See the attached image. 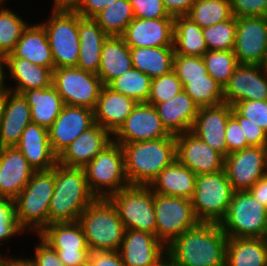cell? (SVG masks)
I'll use <instances>...</instances> for the list:
<instances>
[{
	"mask_svg": "<svg viewBox=\"0 0 267 266\" xmlns=\"http://www.w3.org/2000/svg\"><path fill=\"white\" fill-rule=\"evenodd\" d=\"M108 130L95 123L81 133L58 156V163L65 167L84 168L112 141Z\"/></svg>",
	"mask_w": 267,
	"mask_h": 266,
	"instance_id": "603a6c76",
	"label": "cell"
},
{
	"mask_svg": "<svg viewBox=\"0 0 267 266\" xmlns=\"http://www.w3.org/2000/svg\"><path fill=\"white\" fill-rule=\"evenodd\" d=\"M197 175L177 159L165 167L150 184L153 193L192 199Z\"/></svg>",
	"mask_w": 267,
	"mask_h": 266,
	"instance_id": "4dcf8cb0",
	"label": "cell"
},
{
	"mask_svg": "<svg viewBox=\"0 0 267 266\" xmlns=\"http://www.w3.org/2000/svg\"><path fill=\"white\" fill-rule=\"evenodd\" d=\"M248 191L256 200L267 207V174L260 178Z\"/></svg>",
	"mask_w": 267,
	"mask_h": 266,
	"instance_id": "680465c9",
	"label": "cell"
},
{
	"mask_svg": "<svg viewBox=\"0 0 267 266\" xmlns=\"http://www.w3.org/2000/svg\"><path fill=\"white\" fill-rule=\"evenodd\" d=\"M232 107L223 102L213 106L199 107L191 132L224 157L228 155L225 129L232 116Z\"/></svg>",
	"mask_w": 267,
	"mask_h": 266,
	"instance_id": "ffe728a7",
	"label": "cell"
},
{
	"mask_svg": "<svg viewBox=\"0 0 267 266\" xmlns=\"http://www.w3.org/2000/svg\"><path fill=\"white\" fill-rule=\"evenodd\" d=\"M233 16H267V0H230Z\"/></svg>",
	"mask_w": 267,
	"mask_h": 266,
	"instance_id": "f907efd6",
	"label": "cell"
},
{
	"mask_svg": "<svg viewBox=\"0 0 267 266\" xmlns=\"http://www.w3.org/2000/svg\"><path fill=\"white\" fill-rule=\"evenodd\" d=\"M120 145L130 185L150 186L158 174L176 160V135Z\"/></svg>",
	"mask_w": 267,
	"mask_h": 266,
	"instance_id": "7a4b0ae2",
	"label": "cell"
},
{
	"mask_svg": "<svg viewBox=\"0 0 267 266\" xmlns=\"http://www.w3.org/2000/svg\"><path fill=\"white\" fill-rule=\"evenodd\" d=\"M243 117V122H251L267 132V100H244L233 105Z\"/></svg>",
	"mask_w": 267,
	"mask_h": 266,
	"instance_id": "7dc6e473",
	"label": "cell"
},
{
	"mask_svg": "<svg viewBox=\"0 0 267 266\" xmlns=\"http://www.w3.org/2000/svg\"><path fill=\"white\" fill-rule=\"evenodd\" d=\"M6 67L15 87L7 90L21 94L25 90L47 88L53 85V70L23 58H6ZM14 88V89H13Z\"/></svg>",
	"mask_w": 267,
	"mask_h": 266,
	"instance_id": "d6a6232c",
	"label": "cell"
},
{
	"mask_svg": "<svg viewBox=\"0 0 267 266\" xmlns=\"http://www.w3.org/2000/svg\"><path fill=\"white\" fill-rule=\"evenodd\" d=\"M79 58L77 66L85 71L98 73L101 51L108 35L93 18L78 14Z\"/></svg>",
	"mask_w": 267,
	"mask_h": 266,
	"instance_id": "f546056e",
	"label": "cell"
},
{
	"mask_svg": "<svg viewBox=\"0 0 267 266\" xmlns=\"http://www.w3.org/2000/svg\"><path fill=\"white\" fill-rule=\"evenodd\" d=\"M96 199L83 168L55 165V187L49 204V224L76 222Z\"/></svg>",
	"mask_w": 267,
	"mask_h": 266,
	"instance_id": "3957f363",
	"label": "cell"
},
{
	"mask_svg": "<svg viewBox=\"0 0 267 266\" xmlns=\"http://www.w3.org/2000/svg\"><path fill=\"white\" fill-rule=\"evenodd\" d=\"M88 266H126L119 251H91Z\"/></svg>",
	"mask_w": 267,
	"mask_h": 266,
	"instance_id": "11a10c76",
	"label": "cell"
},
{
	"mask_svg": "<svg viewBox=\"0 0 267 266\" xmlns=\"http://www.w3.org/2000/svg\"><path fill=\"white\" fill-rule=\"evenodd\" d=\"M4 104H5V90H0V121L3 115Z\"/></svg>",
	"mask_w": 267,
	"mask_h": 266,
	"instance_id": "be15d7a7",
	"label": "cell"
},
{
	"mask_svg": "<svg viewBox=\"0 0 267 266\" xmlns=\"http://www.w3.org/2000/svg\"><path fill=\"white\" fill-rule=\"evenodd\" d=\"M173 70L179 79H197L208 75L201 56L175 54Z\"/></svg>",
	"mask_w": 267,
	"mask_h": 266,
	"instance_id": "bcb514c9",
	"label": "cell"
},
{
	"mask_svg": "<svg viewBox=\"0 0 267 266\" xmlns=\"http://www.w3.org/2000/svg\"><path fill=\"white\" fill-rule=\"evenodd\" d=\"M265 241H266V243H267V230H266V233H265V236H264V238H263Z\"/></svg>",
	"mask_w": 267,
	"mask_h": 266,
	"instance_id": "003e7915",
	"label": "cell"
},
{
	"mask_svg": "<svg viewBox=\"0 0 267 266\" xmlns=\"http://www.w3.org/2000/svg\"><path fill=\"white\" fill-rule=\"evenodd\" d=\"M28 23L8 8L0 7V53L10 54L20 40Z\"/></svg>",
	"mask_w": 267,
	"mask_h": 266,
	"instance_id": "7bdbcfd3",
	"label": "cell"
},
{
	"mask_svg": "<svg viewBox=\"0 0 267 266\" xmlns=\"http://www.w3.org/2000/svg\"><path fill=\"white\" fill-rule=\"evenodd\" d=\"M155 107L162 124L173 135L191 131L199 110V106L184 90Z\"/></svg>",
	"mask_w": 267,
	"mask_h": 266,
	"instance_id": "83f0119b",
	"label": "cell"
},
{
	"mask_svg": "<svg viewBox=\"0 0 267 266\" xmlns=\"http://www.w3.org/2000/svg\"><path fill=\"white\" fill-rule=\"evenodd\" d=\"M236 35V17L203 29L208 50H233Z\"/></svg>",
	"mask_w": 267,
	"mask_h": 266,
	"instance_id": "ee69618b",
	"label": "cell"
},
{
	"mask_svg": "<svg viewBox=\"0 0 267 266\" xmlns=\"http://www.w3.org/2000/svg\"><path fill=\"white\" fill-rule=\"evenodd\" d=\"M121 37L130 48L174 47V18H134Z\"/></svg>",
	"mask_w": 267,
	"mask_h": 266,
	"instance_id": "7402d4cb",
	"label": "cell"
},
{
	"mask_svg": "<svg viewBox=\"0 0 267 266\" xmlns=\"http://www.w3.org/2000/svg\"><path fill=\"white\" fill-rule=\"evenodd\" d=\"M202 57L208 74L224 88L239 64L234 51L208 50Z\"/></svg>",
	"mask_w": 267,
	"mask_h": 266,
	"instance_id": "b9f144b4",
	"label": "cell"
},
{
	"mask_svg": "<svg viewBox=\"0 0 267 266\" xmlns=\"http://www.w3.org/2000/svg\"><path fill=\"white\" fill-rule=\"evenodd\" d=\"M16 148L35 171L50 170L58 163V156L50 146L48 129L38 124H28Z\"/></svg>",
	"mask_w": 267,
	"mask_h": 266,
	"instance_id": "484cf974",
	"label": "cell"
},
{
	"mask_svg": "<svg viewBox=\"0 0 267 266\" xmlns=\"http://www.w3.org/2000/svg\"><path fill=\"white\" fill-rule=\"evenodd\" d=\"M176 159L196 175L224 170L225 157L191 131L176 135Z\"/></svg>",
	"mask_w": 267,
	"mask_h": 266,
	"instance_id": "e0dca14e",
	"label": "cell"
},
{
	"mask_svg": "<svg viewBox=\"0 0 267 266\" xmlns=\"http://www.w3.org/2000/svg\"><path fill=\"white\" fill-rule=\"evenodd\" d=\"M31 108V122L49 128L60 114L64 103L56 88L30 89L21 93Z\"/></svg>",
	"mask_w": 267,
	"mask_h": 266,
	"instance_id": "836d02e7",
	"label": "cell"
},
{
	"mask_svg": "<svg viewBox=\"0 0 267 266\" xmlns=\"http://www.w3.org/2000/svg\"><path fill=\"white\" fill-rule=\"evenodd\" d=\"M79 0H54V4L59 7H73Z\"/></svg>",
	"mask_w": 267,
	"mask_h": 266,
	"instance_id": "6125c7cd",
	"label": "cell"
},
{
	"mask_svg": "<svg viewBox=\"0 0 267 266\" xmlns=\"http://www.w3.org/2000/svg\"><path fill=\"white\" fill-rule=\"evenodd\" d=\"M183 91V86L174 70L151 81V91L147 104H156L171 100Z\"/></svg>",
	"mask_w": 267,
	"mask_h": 266,
	"instance_id": "f6af8a7d",
	"label": "cell"
},
{
	"mask_svg": "<svg viewBox=\"0 0 267 266\" xmlns=\"http://www.w3.org/2000/svg\"><path fill=\"white\" fill-rule=\"evenodd\" d=\"M53 86L64 105L94 110L103 84L96 73L78 67H62L53 70Z\"/></svg>",
	"mask_w": 267,
	"mask_h": 266,
	"instance_id": "7c38bea8",
	"label": "cell"
},
{
	"mask_svg": "<svg viewBox=\"0 0 267 266\" xmlns=\"http://www.w3.org/2000/svg\"><path fill=\"white\" fill-rule=\"evenodd\" d=\"M174 52L178 55L203 56L208 51L203 29L186 15L174 18Z\"/></svg>",
	"mask_w": 267,
	"mask_h": 266,
	"instance_id": "8d00e7d4",
	"label": "cell"
},
{
	"mask_svg": "<svg viewBox=\"0 0 267 266\" xmlns=\"http://www.w3.org/2000/svg\"><path fill=\"white\" fill-rule=\"evenodd\" d=\"M154 212L156 237L165 246L200 223L195 216L191 199L187 198L154 193Z\"/></svg>",
	"mask_w": 267,
	"mask_h": 266,
	"instance_id": "8fae6325",
	"label": "cell"
},
{
	"mask_svg": "<svg viewBox=\"0 0 267 266\" xmlns=\"http://www.w3.org/2000/svg\"><path fill=\"white\" fill-rule=\"evenodd\" d=\"M6 66V56L0 53V90H7V86L5 85V71L4 68Z\"/></svg>",
	"mask_w": 267,
	"mask_h": 266,
	"instance_id": "94428289",
	"label": "cell"
},
{
	"mask_svg": "<svg viewBox=\"0 0 267 266\" xmlns=\"http://www.w3.org/2000/svg\"><path fill=\"white\" fill-rule=\"evenodd\" d=\"M160 266H179L175 263H173L170 259H168L167 257L163 260V262L161 263Z\"/></svg>",
	"mask_w": 267,
	"mask_h": 266,
	"instance_id": "e7e4bbea",
	"label": "cell"
},
{
	"mask_svg": "<svg viewBox=\"0 0 267 266\" xmlns=\"http://www.w3.org/2000/svg\"><path fill=\"white\" fill-rule=\"evenodd\" d=\"M225 138L228 149V155L230 153L243 150L244 148L251 146L247 142L243 130L240 127L238 121L233 116H231L228 119L225 129Z\"/></svg>",
	"mask_w": 267,
	"mask_h": 266,
	"instance_id": "816d5d0a",
	"label": "cell"
},
{
	"mask_svg": "<svg viewBox=\"0 0 267 266\" xmlns=\"http://www.w3.org/2000/svg\"><path fill=\"white\" fill-rule=\"evenodd\" d=\"M6 58H23L31 63L55 69L47 33L40 23L28 25L15 49L7 54Z\"/></svg>",
	"mask_w": 267,
	"mask_h": 266,
	"instance_id": "f1b7e54d",
	"label": "cell"
},
{
	"mask_svg": "<svg viewBox=\"0 0 267 266\" xmlns=\"http://www.w3.org/2000/svg\"><path fill=\"white\" fill-rule=\"evenodd\" d=\"M94 124L92 109L64 105L58 117L48 128L52 151L59 156L71 142Z\"/></svg>",
	"mask_w": 267,
	"mask_h": 266,
	"instance_id": "d6986e66",
	"label": "cell"
},
{
	"mask_svg": "<svg viewBox=\"0 0 267 266\" xmlns=\"http://www.w3.org/2000/svg\"><path fill=\"white\" fill-rule=\"evenodd\" d=\"M225 266H267V243L263 238H228Z\"/></svg>",
	"mask_w": 267,
	"mask_h": 266,
	"instance_id": "e575fe53",
	"label": "cell"
},
{
	"mask_svg": "<svg viewBox=\"0 0 267 266\" xmlns=\"http://www.w3.org/2000/svg\"><path fill=\"white\" fill-rule=\"evenodd\" d=\"M24 233L17 225L14 200L0 198V242Z\"/></svg>",
	"mask_w": 267,
	"mask_h": 266,
	"instance_id": "c3c4849f",
	"label": "cell"
},
{
	"mask_svg": "<svg viewBox=\"0 0 267 266\" xmlns=\"http://www.w3.org/2000/svg\"><path fill=\"white\" fill-rule=\"evenodd\" d=\"M41 242L35 247V257L30 260L35 266H65L60 260L56 250L52 249L47 243H45L40 237Z\"/></svg>",
	"mask_w": 267,
	"mask_h": 266,
	"instance_id": "db71d44e",
	"label": "cell"
},
{
	"mask_svg": "<svg viewBox=\"0 0 267 266\" xmlns=\"http://www.w3.org/2000/svg\"><path fill=\"white\" fill-rule=\"evenodd\" d=\"M0 266H3V257L0 255Z\"/></svg>",
	"mask_w": 267,
	"mask_h": 266,
	"instance_id": "03108f58",
	"label": "cell"
},
{
	"mask_svg": "<svg viewBox=\"0 0 267 266\" xmlns=\"http://www.w3.org/2000/svg\"><path fill=\"white\" fill-rule=\"evenodd\" d=\"M117 0H79L72 8L85 18H93L101 10Z\"/></svg>",
	"mask_w": 267,
	"mask_h": 266,
	"instance_id": "9f6ffc18",
	"label": "cell"
},
{
	"mask_svg": "<svg viewBox=\"0 0 267 266\" xmlns=\"http://www.w3.org/2000/svg\"><path fill=\"white\" fill-rule=\"evenodd\" d=\"M151 81L152 79L148 75L132 67L112 80L107 86L128 96L137 103H147L151 91Z\"/></svg>",
	"mask_w": 267,
	"mask_h": 266,
	"instance_id": "f35d334b",
	"label": "cell"
},
{
	"mask_svg": "<svg viewBox=\"0 0 267 266\" xmlns=\"http://www.w3.org/2000/svg\"><path fill=\"white\" fill-rule=\"evenodd\" d=\"M232 116L238 121L251 146H267V132L264 129L251 122H243V117L233 107Z\"/></svg>",
	"mask_w": 267,
	"mask_h": 266,
	"instance_id": "f5cc1de1",
	"label": "cell"
},
{
	"mask_svg": "<svg viewBox=\"0 0 267 266\" xmlns=\"http://www.w3.org/2000/svg\"><path fill=\"white\" fill-rule=\"evenodd\" d=\"M3 266H35L34 263L28 259L23 258H7L3 257Z\"/></svg>",
	"mask_w": 267,
	"mask_h": 266,
	"instance_id": "91938a15",
	"label": "cell"
},
{
	"mask_svg": "<svg viewBox=\"0 0 267 266\" xmlns=\"http://www.w3.org/2000/svg\"><path fill=\"white\" fill-rule=\"evenodd\" d=\"M93 19L108 36H121L134 19L129 0H117L96 14Z\"/></svg>",
	"mask_w": 267,
	"mask_h": 266,
	"instance_id": "74e56055",
	"label": "cell"
},
{
	"mask_svg": "<svg viewBox=\"0 0 267 266\" xmlns=\"http://www.w3.org/2000/svg\"><path fill=\"white\" fill-rule=\"evenodd\" d=\"M91 251H119L126 229L109 198H96L80 215Z\"/></svg>",
	"mask_w": 267,
	"mask_h": 266,
	"instance_id": "5b68a950",
	"label": "cell"
},
{
	"mask_svg": "<svg viewBox=\"0 0 267 266\" xmlns=\"http://www.w3.org/2000/svg\"><path fill=\"white\" fill-rule=\"evenodd\" d=\"M227 240L219 223L200 222L166 246V256L179 266H225Z\"/></svg>",
	"mask_w": 267,
	"mask_h": 266,
	"instance_id": "6da1fadb",
	"label": "cell"
},
{
	"mask_svg": "<svg viewBox=\"0 0 267 266\" xmlns=\"http://www.w3.org/2000/svg\"><path fill=\"white\" fill-rule=\"evenodd\" d=\"M119 253L126 266H160L167 257L155 235L139 230H126Z\"/></svg>",
	"mask_w": 267,
	"mask_h": 266,
	"instance_id": "44dd1931",
	"label": "cell"
},
{
	"mask_svg": "<svg viewBox=\"0 0 267 266\" xmlns=\"http://www.w3.org/2000/svg\"><path fill=\"white\" fill-rule=\"evenodd\" d=\"M183 90L199 106H213L224 101L223 87L211 76L197 79H179Z\"/></svg>",
	"mask_w": 267,
	"mask_h": 266,
	"instance_id": "60d3db41",
	"label": "cell"
},
{
	"mask_svg": "<svg viewBox=\"0 0 267 266\" xmlns=\"http://www.w3.org/2000/svg\"><path fill=\"white\" fill-rule=\"evenodd\" d=\"M132 67L130 47L121 36H108L102 47L97 73L102 84L108 85Z\"/></svg>",
	"mask_w": 267,
	"mask_h": 266,
	"instance_id": "1f68e13d",
	"label": "cell"
},
{
	"mask_svg": "<svg viewBox=\"0 0 267 266\" xmlns=\"http://www.w3.org/2000/svg\"><path fill=\"white\" fill-rule=\"evenodd\" d=\"M34 172L18 148H0V198L14 200Z\"/></svg>",
	"mask_w": 267,
	"mask_h": 266,
	"instance_id": "cb8c5ba5",
	"label": "cell"
},
{
	"mask_svg": "<svg viewBox=\"0 0 267 266\" xmlns=\"http://www.w3.org/2000/svg\"><path fill=\"white\" fill-rule=\"evenodd\" d=\"M224 171L234 191L249 190L267 174V146H250L227 155Z\"/></svg>",
	"mask_w": 267,
	"mask_h": 266,
	"instance_id": "9a60e30c",
	"label": "cell"
},
{
	"mask_svg": "<svg viewBox=\"0 0 267 266\" xmlns=\"http://www.w3.org/2000/svg\"><path fill=\"white\" fill-rule=\"evenodd\" d=\"M138 103L128 96L103 85L96 107L94 120L112 135L125 122Z\"/></svg>",
	"mask_w": 267,
	"mask_h": 266,
	"instance_id": "4316f807",
	"label": "cell"
},
{
	"mask_svg": "<svg viewBox=\"0 0 267 266\" xmlns=\"http://www.w3.org/2000/svg\"><path fill=\"white\" fill-rule=\"evenodd\" d=\"M2 4H4V3H3V0H0V6H1Z\"/></svg>",
	"mask_w": 267,
	"mask_h": 266,
	"instance_id": "a7ac6f4b",
	"label": "cell"
},
{
	"mask_svg": "<svg viewBox=\"0 0 267 266\" xmlns=\"http://www.w3.org/2000/svg\"><path fill=\"white\" fill-rule=\"evenodd\" d=\"M31 123V108L22 94L5 90L0 121V148L16 147L22 132Z\"/></svg>",
	"mask_w": 267,
	"mask_h": 266,
	"instance_id": "d4e9b609",
	"label": "cell"
},
{
	"mask_svg": "<svg viewBox=\"0 0 267 266\" xmlns=\"http://www.w3.org/2000/svg\"><path fill=\"white\" fill-rule=\"evenodd\" d=\"M109 199L126 230H139L156 236L154 193L150 186L129 185Z\"/></svg>",
	"mask_w": 267,
	"mask_h": 266,
	"instance_id": "30bf717a",
	"label": "cell"
},
{
	"mask_svg": "<svg viewBox=\"0 0 267 266\" xmlns=\"http://www.w3.org/2000/svg\"><path fill=\"white\" fill-rule=\"evenodd\" d=\"M233 51L239 64L267 66V16L236 18Z\"/></svg>",
	"mask_w": 267,
	"mask_h": 266,
	"instance_id": "5bb4252c",
	"label": "cell"
},
{
	"mask_svg": "<svg viewBox=\"0 0 267 266\" xmlns=\"http://www.w3.org/2000/svg\"><path fill=\"white\" fill-rule=\"evenodd\" d=\"M129 3L133 7L134 18H174L168 14L162 0H129Z\"/></svg>",
	"mask_w": 267,
	"mask_h": 266,
	"instance_id": "681fc988",
	"label": "cell"
},
{
	"mask_svg": "<svg viewBox=\"0 0 267 266\" xmlns=\"http://www.w3.org/2000/svg\"><path fill=\"white\" fill-rule=\"evenodd\" d=\"M54 187L55 166L50 170L35 171L14 199L16 222L23 232L30 229L39 234L49 225V204Z\"/></svg>",
	"mask_w": 267,
	"mask_h": 266,
	"instance_id": "277c9868",
	"label": "cell"
},
{
	"mask_svg": "<svg viewBox=\"0 0 267 266\" xmlns=\"http://www.w3.org/2000/svg\"><path fill=\"white\" fill-rule=\"evenodd\" d=\"M83 169L88 187L96 198H109L130 185L125 173L122 146L114 141Z\"/></svg>",
	"mask_w": 267,
	"mask_h": 266,
	"instance_id": "52a82bcc",
	"label": "cell"
},
{
	"mask_svg": "<svg viewBox=\"0 0 267 266\" xmlns=\"http://www.w3.org/2000/svg\"><path fill=\"white\" fill-rule=\"evenodd\" d=\"M234 194L224 170L197 175L191 199L195 216L200 222L220 223L225 217Z\"/></svg>",
	"mask_w": 267,
	"mask_h": 266,
	"instance_id": "9c48e42d",
	"label": "cell"
},
{
	"mask_svg": "<svg viewBox=\"0 0 267 266\" xmlns=\"http://www.w3.org/2000/svg\"><path fill=\"white\" fill-rule=\"evenodd\" d=\"M38 235L57 251L65 266H88L90 250L78 221L49 224Z\"/></svg>",
	"mask_w": 267,
	"mask_h": 266,
	"instance_id": "4fadbf2b",
	"label": "cell"
},
{
	"mask_svg": "<svg viewBox=\"0 0 267 266\" xmlns=\"http://www.w3.org/2000/svg\"><path fill=\"white\" fill-rule=\"evenodd\" d=\"M163 4L172 17L187 15L196 0H162Z\"/></svg>",
	"mask_w": 267,
	"mask_h": 266,
	"instance_id": "6f0895ef",
	"label": "cell"
},
{
	"mask_svg": "<svg viewBox=\"0 0 267 266\" xmlns=\"http://www.w3.org/2000/svg\"><path fill=\"white\" fill-rule=\"evenodd\" d=\"M223 97L231 106L244 100H267V66L238 64L223 88Z\"/></svg>",
	"mask_w": 267,
	"mask_h": 266,
	"instance_id": "ac0fdd59",
	"label": "cell"
},
{
	"mask_svg": "<svg viewBox=\"0 0 267 266\" xmlns=\"http://www.w3.org/2000/svg\"><path fill=\"white\" fill-rule=\"evenodd\" d=\"M219 225L228 238H264L267 207L248 190L234 191L226 215Z\"/></svg>",
	"mask_w": 267,
	"mask_h": 266,
	"instance_id": "ba28073f",
	"label": "cell"
},
{
	"mask_svg": "<svg viewBox=\"0 0 267 266\" xmlns=\"http://www.w3.org/2000/svg\"><path fill=\"white\" fill-rule=\"evenodd\" d=\"M132 66L151 79L173 70L174 47L130 48Z\"/></svg>",
	"mask_w": 267,
	"mask_h": 266,
	"instance_id": "d590c367",
	"label": "cell"
},
{
	"mask_svg": "<svg viewBox=\"0 0 267 266\" xmlns=\"http://www.w3.org/2000/svg\"><path fill=\"white\" fill-rule=\"evenodd\" d=\"M46 30L55 69L76 67L79 58L78 13L72 7L54 5Z\"/></svg>",
	"mask_w": 267,
	"mask_h": 266,
	"instance_id": "8992f818",
	"label": "cell"
},
{
	"mask_svg": "<svg viewBox=\"0 0 267 266\" xmlns=\"http://www.w3.org/2000/svg\"><path fill=\"white\" fill-rule=\"evenodd\" d=\"M172 135L162 124L155 106L138 103L125 122L113 134V141L125 144L156 140Z\"/></svg>",
	"mask_w": 267,
	"mask_h": 266,
	"instance_id": "2e32d148",
	"label": "cell"
},
{
	"mask_svg": "<svg viewBox=\"0 0 267 266\" xmlns=\"http://www.w3.org/2000/svg\"><path fill=\"white\" fill-rule=\"evenodd\" d=\"M202 29L233 17L230 0H196L186 15Z\"/></svg>",
	"mask_w": 267,
	"mask_h": 266,
	"instance_id": "ab89813d",
	"label": "cell"
}]
</instances>
